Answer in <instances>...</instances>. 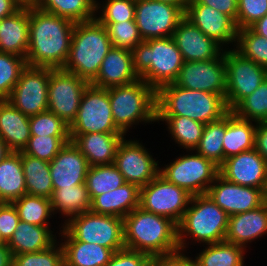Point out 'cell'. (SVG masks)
I'll use <instances>...</instances> for the list:
<instances>
[{"mask_svg": "<svg viewBox=\"0 0 267 266\" xmlns=\"http://www.w3.org/2000/svg\"><path fill=\"white\" fill-rule=\"evenodd\" d=\"M75 23L29 5L27 66L63 68L71 46Z\"/></svg>", "mask_w": 267, "mask_h": 266, "instance_id": "1", "label": "cell"}, {"mask_svg": "<svg viewBox=\"0 0 267 266\" xmlns=\"http://www.w3.org/2000/svg\"><path fill=\"white\" fill-rule=\"evenodd\" d=\"M124 220L125 248L154 256L180 251L178 227L170 218L137 207Z\"/></svg>", "mask_w": 267, "mask_h": 266, "instance_id": "2", "label": "cell"}, {"mask_svg": "<svg viewBox=\"0 0 267 266\" xmlns=\"http://www.w3.org/2000/svg\"><path fill=\"white\" fill-rule=\"evenodd\" d=\"M228 218L227 213L207 194L192 196L182 220L177 225L180 251L191 252L193 246L223 242Z\"/></svg>", "mask_w": 267, "mask_h": 266, "instance_id": "3", "label": "cell"}, {"mask_svg": "<svg viewBox=\"0 0 267 266\" xmlns=\"http://www.w3.org/2000/svg\"><path fill=\"white\" fill-rule=\"evenodd\" d=\"M107 90L114 124L126 136L141 125L157 124V92L144 80Z\"/></svg>", "mask_w": 267, "mask_h": 266, "instance_id": "4", "label": "cell"}, {"mask_svg": "<svg viewBox=\"0 0 267 266\" xmlns=\"http://www.w3.org/2000/svg\"><path fill=\"white\" fill-rule=\"evenodd\" d=\"M131 53L135 73L156 92L174 83L184 64L172 37L142 41Z\"/></svg>", "mask_w": 267, "mask_h": 266, "instance_id": "5", "label": "cell"}, {"mask_svg": "<svg viewBox=\"0 0 267 266\" xmlns=\"http://www.w3.org/2000/svg\"><path fill=\"white\" fill-rule=\"evenodd\" d=\"M157 116H185L208 124L221 119L229 112L220 94L189 90L174 83L157 91Z\"/></svg>", "mask_w": 267, "mask_h": 266, "instance_id": "6", "label": "cell"}, {"mask_svg": "<svg viewBox=\"0 0 267 266\" xmlns=\"http://www.w3.org/2000/svg\"><path fill=\"white\" fill-rule=\"evenodd\" d=\"M111 48L108 31L96 18L75 23L69 55L62 69L90 84Z\"/></svg>", "mask_w": 267, "mask_h": 266, "instance_id": "7", "label": "cell"}, {"mask_svg": "<svg viewBox=\"0 0 267 266\" xmlns=\"http://www.w3.org/2000/svg\"><path fill=\"white\" fill-rule=\"evenodd\" d=\"M180 152L167 164L160 161V174L192 196L206 194L219 175V167L195 150Z\"/></svg>", "mask_w": 267, "mask_h": 266, "instance_id": "8", "label": "cell"}, {"mask_svg": "<svg viewBox=\"0 0 267 266\" xmlns=\"http://www.w3.org/2000/svg\"><path fill=\"white\" fill-rule=\"evenodd\" d=\"M62 227L77 241L95 243L114 252L125 248L123 218L88 211L70 218Z\"/></svg>", "mask_w": 267, "mask_h": 266, "instance_id": "9", "label": "cell"}, {"mask_svg": "<svg viewBox=\"0 0 267 266\" xmlns=\"http://www.w3.org/2000/svg\"><path fill=\"white\" fill-rule=\"evenodd\" d=\"M133 137V138H131ZM130 138V139H129ZM142 138L126 136L119 144L114 165L123 175L126 183H132L139 188L147 185L160 173L161 155L155 154L147 148Z\"/></svg>", "mask_w": 267, "mask_h": 266, "instance_id": "10", "label": "cell"}, {"mask_svg": "<svg viewBox=\"0 0 267 266\" xmlns=\"http://www.w3.org/2000/svg\"><path fill=\"white\" fill-rule=\"evenodd\" d=\"M226 96L229 111L253 93L267 78V68L243 57L234 48L224 50Z\"/></svg>", "mask_w": 267, "mask_h": 266, "instance_id": "11", "label": "cell"}, {"mask_svg": "<svg viewBox=\"0 0 267 266\" xmlns=\"http://www.w3.org/2000/svg\"><path fill=\"white\" fill-rule=\"evenodd\" d=\"M69 131L70 134L122 133L114 124L107 89L88 84Z\"/></svg>", "mask_w": 267, "mask_h": 266, "instance_id": "12", "label": "cell"}, {"mask_svg": "<svg viewBox=\"0 0 267 266\" xmlns=\"http://www.w3.org/2000/svg\"><path fill=\"white\" fill-rule=\"evenodd\" d=\"M190 195L185 189L169 182L160 173L140 188L139 207L170 218L177 225L188 208Z\"/></svg>", "mask_w": 267, "mask_h": 266, "instance_id": "13", "label": "cell"}, {"mask_svg": "<svg viewBox=\"0 0 267 266\" xmlns=\"http://www.w3.org/2000/svg\"><path fill=\"white\" fill-rule=\"evenodd\" d=\"M86 80L62 68H50L48 84V111L56 114L69 126L75 120Z\"/></svg>", "mask_w": 267, "mask_h": 266, "instance_id": "14", "label": "cell"}, {"mask_svg": "<svg viewBox=\"0 0 267 266\" xmlns=\"http://www.w3.org/2000/svg\"><path fill=\"white\" fill-rule=\"evenodd\" d=\"M49 67L26 66L6 99L28 117L48 110Z\"/></svg>", "mask_w": 267, "mask_h": 266, "instance_id": "15", "label": "cell"}, {"mask_svg": "<svg viewBox=\"0 0 267 266\" xmlns=\"http://www.w3.org/2000/svg\"><path fill=\"white\" fill-rule=\"evenodd\" d=\"M185 12L178 6L155 0H136L135 22L143 41L172 37Z\"/></svg>", "mask_w": 267, "mask_h": 266, "instance_id": "16", "label": "cell"}, {"mask_svg": "<svg viewBox=\"0 0 267 266\" xmlns=\"http://www.w3.org/2000/svg\"><path fill=\"white\" fill-rule=\"evenodd\" d=\"M175 85L226 96V64L224 51L207 61H184Z\"/></svg>", "mask_w": 267, "mask_h": 266, "instance_id": "17", "label": "cell"}, {"mask_svg": "<svg viewBox=\"0 0 267 266\" xmlns=\"http://www.w3.org/2000/svg\"><path fill=\"white\" fill-rule=\"evenodd\" d=\"M228 216L258 208L266 202L263 189L241 186L218 175L206 193Z\"/></svg>", "mask_w": 267, "mask_h": 266, "instance_id": "18", "label": "cell"}, {"mask_svg": "<svg viewBox=\"0 0 267 266\" xmlns=\"http://www.w3.org/2000/svg\"><path fill=\"white\" fill-rule=\"evenodd\" d=\"M185 18L224 50L235 47L238 28L230 16L222 14L210 6L188 3Z\"/></svg>", "mask_w": 267, "mask_h": 266, "instance_id": "19", "label": "cell"}, {"mask_svg": "<svg viewBox=\"0 0 267 266\" xmlns=\"http://www.w3.org/2000/svg\"><path fill=\"white\" fill-rule=\"evenodd\" d=\"M219 175L229 182L267 192V162L254 148L225 159Z\"/></svg>", "mask_w": 267, "mask_h": 266, "instance_id": "20", "label": "cell"}, {"mask_svg": "<svg viewBox=\"0 0 267 266\" xmlns=\"http://www.w3.org/2000/svg\"><path fill=\"white\" fill-rule=\"evenodd\" d=\"M49 165L54 189L74 188L76 185L85 184L90 167L86 157L72 141L60 149Z\"/></svg>", "mask_w": 267, "mask_h": 266, "instance_id": "21", "label": "cell"}, {"mask_svg": "<svg viewBox=\"0 0 267 266\" xmlns=\"http://www.w3.org/2000/svg\"><path fill=\"white\" fill-rule=\"evenodd\" d=\"M265 236L267 237V202L256 209L229 216L224 241L250 251L251 246L257 240L265 239Z\"/></svg>", "mask_w": 267, "mask_h": 266, "instance_id": "22", "label": "cell"}, {"mask_svg": "<svg viewBox=\"0 0 267 266\" xmlns=\"http://www.w3.org/2000/svg\"><path fill=\"white\" fill-rule=\"evenodd\" d=\"M172 38L184 61L212 60L224 51L218 43L206 36L185 17L178 24Z\"/></svg>", "mask_w": 267, "mask_h": 266, "instance_id": "23", "label": "cell"}, {"mask_svg": "<svg viewBox=\"0 0 267 266\" xmlns=\"http://www.w3.org/2000/svg\"><path fill=\"white\" fill-rule=\"evenodd\" d=\"M139 79L133 68L131 51L112 46L101 63L96 78L90 84L108 89L127 85Z\"/></svg>", "mask_w": 267, "mask_h": 266, "instance_id": "24", "label": "cell"}, {"mask_svg": "<svg viewBox=\"0 0 267 266\" xmlns=\"http://www.w3.org/2000/svg\"><path fill=\"white\" fill-rule=\"evenodd\" d=\"M125 137L124 133L70 134L71 141L90 166L113 164L118 146Z\"/></svg>", "mask_w": 267, "mask_h": 266, "instance_id": "25", "label": "cell"}, {"mask_svg": "<svg viewBox=\"0 0 267 266\" xmlns=\"http://www.w3.org/2000/svg\"><path fill=\"white\" fill-rule=\"evenodd\" d=\"M61 230L62 225L38 226L20 221L6 244L12 256L39 252L51 247L58 240Z\"/></svg>", "mask_w": 267, "mask_h": 266, "instance_id": "26", "label": "cell"}, {"mask_svg": "<svg viewBox=\"0 0 267 266\" xmlns=\"http://www.w3.org/2000/svg\"><path fill=\"white\" fill-rule=\"evenodd\" d=\"M58 240L63 247L65 266H106L115 253L95 243L77 241L63 227Z\"/></svg>", "mask_w": 267, "mask_h": 266, "instance_id": "27", "label": "cell"}, {"mask_svg": "<svg viewBox=\"0 0 267 266\" xmlns=\"http://www.w3.org/2000/svg\"><path fill=\"white\" fill-rule=\"evenodd\" d=\"M29 44V5L0 20V52L26 59Z\"/></svg>", "mask_w": 267, "mask_h": 266, "instance_id": "28", "label": "cell"}, {"mask_svg": "<svg viewBox=\"0 0 267 266\" xmlns=\"http://www.w3.org/2000/svg\"><path fill=\"white\" fill-rule=\"evenodd\" d=\"M31 137L29 117L8 100H0V138L11 152H20Z\"/></svg>", "mask_w": 267, "mask_h": 266, "instance_id": "29", "label": "cell"}, {"mask_svg": "<svg viewBox=\"0 0 267 266\" xmlns=\"http://www.w3.org/2000/svg\"><path fill=\"white\" fill-rule=\"evenodd\" d=\"M140 188L132 183L96 196L91 201L90 211L96 214L124 218L139 207Z\"/></svg>", "mask_w": 267, "mask_h": 266, "instance_id": "30", "label": "cell"}, {"mask_svg": "<svg viewBox=\"0 0 267 266\" xmlns=\"http://www.w3.org/2000/svg\"><path fill=\"white\" fill-rule=\"evenodd\" d=\"M157 125L166 130L170 142L177 150H195L203 135L205 124L194 121L185 116H157ZM166 128V129H165ZM174 142V143H173ZM177 144V145H176Z\"/></svg>", "mask_w": 267, "mask_h": 266, "instance_id": "31", "label": "cell"}, {"mask_svg": "<svg viewBox=\"0 0 267 266\" xmlns=\"http://www.w3.org/2000/svg\"><path fill=\"white\" fill-rule=\"evenodd\" d=\"M50 200L56 220L61 218L59 220L61 225L91 209V199L86 184H79L74 188L54 189Z\"/></svg>", "mask_w": 267, "mask_h": 266, "instance_id": "32", "label": "cell"}, {"mask_svg": "<svg viewBox=\"0 0 267 266\" xmlns=\"http://www.w3.org/2000/svg\"><path fill=\"white\" fill-rule=\"evenodd\" d=\"M195 248L189 253L198 266H247V253L250 254L245 248L226 241Z\"/></svg>", "mask_w": 267, "mask_h": 266, "instance_id": "33", "label": "cell"}, {"mask_svg": "<svg viewBox=\"0 0 267 266\" xmlns=\"http://www.w3.org/2000/svg\"><path fill=\"white\" fill-rule=\"evenodd\" d=\"M257 123L237 117L232 111L226 114V132L223 141L225 159L254 148Z\"/></svg>", "mask_w": 267, "mask_h": 266, "instance_id": "34", "label": "cell"}, {"mask_svg": "<svg viewBox=\"0 0 267 266\" xmlns=\"http://www.w3.org/2000/svg\"><path fill=\"white\" fill-rule=\"evenodd\" d=\"M26 194L21 151L11 152L0 162V203H13Z\"/></svg>", "mask_w": 267, "mask_h": 266, "instance_id": "35", "label": "cell"}, {"mask_svg": "<svg viewBox=\"0 0 267 266\" xmlns=\"http://www.w3.org/2000/svg\"><path fill=\"white\" fill-rule=\"evenodd\" d=\"M21 161L27 195L50 199L54 188L49 162L24 154L22 151Z\"/></svg>", "mask_w": 267, "mask_h": 266, "instance_id": "36", "label": "cell"}, {"mask_svg": "<svg viewBox=\"0 0 267 266\" xmlns=\"http://www.w3.org/2000/svg\"><path fill=\"white\" fill-rule=\"evenodd\" d=\"M35 5L45 12L74 23L95 18L96 0H38Z\"/></svg>", "mask_w": 267, "mask_h": 266, "instance_id": "37", "label": "cell"}, {"mask_svg": "<svg viewBox=\"0 0 267 266\" xmlns=\"http://www.w3.org/2000/svg\"><path fill=\"white\" fill-rule=\"evenodd\" d=\"M13 205L16 207L20 221L22 222L38 226L61 225L59 221L54 220L56 217L52 211L50 199L26 194L14 201Z\"/></svg>", "mask_w": 267, "mask_h": 266, "instance_id": "38", "label": "cell"}, {"mask_svg": "<svg viewBox=\"0 0 267 266\" xmlns=\"http://www.w3.org/2000/svg\"><path fill=\"white\" fill-rule=\"evenodd\" d=\"M126 183L114 164L90 166L85 184L91 201L98 195L113 191Z\"/></svg>", "mask_w": 267, "mask_h": 266, "instance_id": "39", "label": "cell"}, {"mask_svg": "<svg viewBox=\"0 0 267 266\" xmlns=\"http://www.w3.org/2000/svg\"><path fill=\"white\" fill-rule=\"evenodd\" d=\"M226 132V115L205 124L203 135L195 151L220 167L223 164V141Z\"/></svg>", "mask_w": 267, "mask_h": 266, "instance_id": "40", "label": "cell"}, {"mask_svg": "<svg viewBox=\"0 0 267 266\" xmlns=\"http://www.w3.org/2000/svg\"><path fill=\"white\" fill-rule=\"evenodd\" d=\"M232 112L244 120L255 123L267 122V78L253 93L245 97Z\"/></svg>", "mask_w": 267, "mask_h": 266, "instance_id": "41", "label": "cell"}, {"mask_svg": "<svg viewBox=\"0 0 267 266\" xmlns=\"http://www.w3.org/2000/svg\"><path fill=\"white\" fill-rule=\"evenodd\" d=\"M234 49L243 57L267 68V38L258 35L251 28L238 30Z\"/></svg>", "mask_w": 267, "mask_h": 266, "instance_id": "42", "label": "cell"}, {"mask_svg": "<svg viewBox=\"0 0 267 266\" xmlns=\"http://www.w3.org/2000/svg\"><path fill=\"white\" fill-rule=\"evenodd\" d=\"M136 0H96L95 18L100 23L135 20Z\"/></svg>", "mask_w": 267, "mask_h": 266, "instance_id": "43", "label": "cell"}, {"mask_svg": "<svg viewBox=\"0 0 267 266\" xmlns=\"http://www.w3.org/2000/svg\"><path fill=\"white\" fill-rule=\"evenodd\" d=\"M26 66L24 57L0 52V100L10 96Z\"/></svg>", "mask_w": 267, "mask_h": 266, "instance_id": "44", "label": "cell"}, {"mask_svg": "<svg viewBox=\"0 0 267 266\" xmlns=\"http://www.w3.org/2000/svg\"><path fill=\"white\" fill-rule=\"evenodd\" d=\"M64 251L57 240L48 249L12 256V266H63Z\"/></svg>", "mask_w": 267, "mask_h": 266, "instance_id": "45", "label": "cell"}, {"mask_svg": "<svg viewBox=\"0 0 267 266\" xmlns=\"http://www.w3.org/2000/svg\"><path fill=\"white\" fill-rule=\"evenodd\" d=\"M31 136L70 137L69 125L50 111L29 117Z\"/></svg>", "mask_w": 267, "mask_h": 266, "instance_id": "46", "label": "cell"}, {"mask_svg": "<svg viewBox=\"0 0 267 266\" xmlns=\"http://www.w3.org/2000/svg\"><path fill=\"white\" fill-rule=\"evenodd\" d=\"M107 31L113 47L132 51L143 39L135 20L118 23H102Z\"/></svg>", "mask_w": 267, "mask_h": 266, "instance_id": "47", "label": "cell"}, {"mask_svg": "<svg viewBox=\"0 0 267 266\" xmlns=\"http://www.w3.org/2000/svg\"><path fill=\"white\" fill-rule=\"evenodd\" d=\"M70 141V137L31 136L22 152L51 162L59 153L60 149Z\"/></svg>", "mask_w": 267, "mask_h": 266, "instance_id": "48", "label": "cell"}, {"mask_svg": "<svg viewBox=\"0 0 267 266\" xmlns=\"http://www.w3.org/2000/svg\"><path fill=\"white\" fill-rule=\"evenodd\" d=\"M267 14V0H238L236 26L238 30L250 28Z\"/></svg>", "mask_w": 267, "mask_h": 266, "instance_id": "49", "label": "cell"}, {"mask_svg": "<svg viewBox=\"0 0 267 266\" xmlns=\"http://www.w3.org/2000/svg\"><path fill=\"white\" fill-rule=\"evenodd\" d=\"M148 254L124 248L116 251L106 266H150Z\"/></svg>", "mask_w": 267, "mask_h": 266, "instance_id": "50", "label": "cell"}, {"mask_svg": "<svg viewBox=\"0 0 267 266\" xmlns=\"http://www.w3.org/2000/svg\"><path fill=\"white\" fill-rule=\"evenodd\" d=\"M20 218L13 203H0V234L7 243L16 230Z\"/></svg>", "mask_w": 267, "mask_h": 266, "instance_id": "51", "label": "cell"}, {"mask_svg": "<svg viewBox=\"0 0 267 266\" xmlns=\"http://www.w3.org/2000/svg\"><path fill=\"white\" fill-rule=\"evenodd\" d=\"M150 266H198L189 252H177L166 256H154Z\"/></svg>", "mask_w": 267, "mask_h": 266, "instance_id": "52", "label": "cell"}, {"mask_svg": "<svg viewBox=\"0 0 267 266\" xmlns=\"http://www.w3.org/2000/svg\"><path fill=\"white\" fill-rule=\"evenodd\" d=\"M189 3H199L210 6L222 14L230 16L236 23L238 0H189Z\"/></svg>", "mask_w": 267, "mask_h": 266, "instance_id": "53", "label": "cell"}, {"mask_svg": "<svg viewBox=\"0 0 267 266\" xmlns=\"http://www.w3.org/2000/svg\"><path fill=\"white\" fill-rule=\"evenodd\" d=\"M254 149L267 162V122H260L256 125Z\"/></svg>", "mask_w": 267, "mask_h": 266, "instance_id": "54", "label": "cell"}, {"mask_svg": "<svg viewBox=\"0 0 267 266\" xmlns=\"http://www.w3.org/2000/svg\"><path fill=\"white\" fill-rule=\"evenodd\" d=\"M22 6L18 0H0V20L14 14Z\"/></svg>", "mask_w": 267, "mask_h": 266, "instance_id": "55", "label": "cell"}, {"mask_svg": "<svg viewBox=\"0 0 267 266\" xmlns=\"http://www.w3.org/2000/svg\"><path fill=\"white\" fill-rule=\"evenodd\" d=\"M0 266H12V254L7 244L0 245Z\"/></svg>", "mask_w": 267, "mask_h": 266, "instance_id": "56", "label": "cell"}, {"mask_svg": "<svg viewBox=\"0 0 267 266\" xmlns=\"http://www.w3.org/2000/svg\"><path fill=\"white\" fill-rule=\"evenodd\" d=\"M258 35L267 38V14L250 27Z\"/></svg>", "mask_w": 267, "mask_h": 266, "instance_id": "57", "label": "cell"}, {"mask_svg": "<svg viewBox=\"0 0 267 266\" xmlns=\"http://www.w3.org/2000/svg\"><path fill=\"white\" fill-rule=\"evenodd\" d=\"M155 1H160L163 3H168L174 6L180 7L184 12L186 10V7L189 3V0H155Z\"/></svg>", "mask_w": 267, "mask_h": 266, "instance_id": "58", "label": "cell"}, {"mask_svg": "<svg viewBox=\"0 0 267 266\" xmlns=\"http://www.w3.org/2000/svg\"><path fill=\"white\" fill-rule=\"evenodd\" d=\"M11 151L8 149L6 143L0 138V162L4 160Z\"/></svg>", "mask_w": 267, "mask_h": 266, "instance_id": "59", "label": "cell"}, {"mask_svg": "<svg viewBox=\"0 0 267 266\" xmlns=\"http://www.w3.org/2000/svg\"><path fill=\"white\" fill-rule=\"evenodd\" d=\"M23 5H35L38 0H18Z\"/></svg>", "mask_w": 267, "mask_h": 266, "instance_id": "60", "label": "cell"}, {"mask_svg": "<svg viewBox=\"0 0 267 266\" xmlns=\"http://www.w3.org/2000/svg\"><path fill=\"white\" fill-rule=\"evenodd\" d=\"M6 244V242L2 239V236L0 234V245Z\"/></svg>", "mask_w": 267, "mask_h": 266, "instance_id": "61", "label": "cell"}]
</instances>
